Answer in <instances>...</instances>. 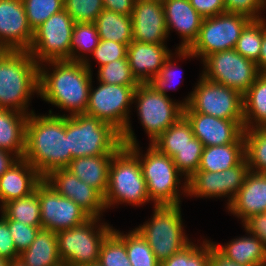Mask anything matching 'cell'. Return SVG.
Here are the masks:
<instances>
[{
    "label": "cell",
    "mask_w": 266,
    "mask_h": 266,
    "mask_svg": "<svg viewBox=\"0 0 266 266\" xmlns=\"http://www.w3.org/2000/svg\"><path fill=\"white\" fill-rule=\"evenodd\" d=\"M29 162L44 178L51 171L67 168L73 159L66 136V115H28L26 123L25 152Z\"/></svg>",
    "instance_id": "cell-1"
},
{
    "label": "cell",
    "mask_w": 266,
    "mask_h": 266,
    "mask_svg": "<svg viewBox=\"0 0 266 266\" xmlns=\"http://www.w3.org/2000/svg\"><path fill=\"white\" fill-rule=\"evenodd\" d=\"M46 63L53 66V70L50 73L45 67L48 65H39L41 99L70 112L69 116L85 113L93 71H90L84 62L61 60Z\"/></svg>",
    "instance_id": "cell-2"
},
{
    "label": "cell",
    "mask_w": 266,
    "mask_h": 266,
    "mask_svg": "<svg viewBox=\"0 0 266 266\" xmlns=\"http://www.w3.org/2000/svg\"><path fill=\"white\" fill-rule=\"evenodd\" d=\"M33 93L39 95V65L28 51H10L0 62V109L30 115Z\"/></svg>",
    "instance_id": "cell-3"
},
{
    "label": "cell",
    "mask_w": 266,
    "mask_h": 266,
    "mask_svg": "<svg viewBox=\"0 0 266 266\" xmlns=\"http://www.w3.org/2000/svg\"><path fill=\"white\" fill-rule=\"evenodd\" d=\"M90 86L85 114L109 123L117 129L121 133L123 146L138 144L129 121V108L134 103V92L138 85L99 82V86L95 89L92 87V83Z\"/></svg>",
    "instance_id": "cell-4"
},
{
    "label": "cell",
    "mask_w": 266,
    "mask_h": 266,
    "mask_svg": "<svg viewBox=\"0 0 266 266\" xmlns=\"http://www.w3.org/2000/svg\"><path fill=\"white\" fill-rule=\"evenodd\" d=\"M66 136L73 159L114 155L123 146L117 129L85 113L66 115Z\"/></svg>",
    "instance_id": "cell-5"
},
{
    "label": "cell",
    "mask_w": 266,
    "mask_h": 266,
    "mask_svg": "<svg viewBox=\"0 0 266 266\" xmlns=\"http://www.w3.org/2000/svg\"><path fill=\"white\" fill-rule=\"evenodd\" d=\"M149 201L139 158L127 146H122L110 162L105 207L121 203L140 206Z\"/></svg>",
    "instance_id": "cell-6"
},
{
    "label": "cell",
    "mask_w": 266,
    "mask_h": 266,
    "mask_svg": "<svg viewBox=\"0 0 266 266\" xmlns=\"http://www.w3.org/2000/svg\"><path fill=\"white\" fill-rule=\"evenodd\" d=\"M127 147L139 158L148 196L154 206L180 205L179 178L183 174L176 168L173 159L151 144L145 155L139 151L138 144Z\"/></svg>",
    "instance_id": "cell-7"
},
{
    "label": "cell",
    "mask_w": 266,
    "mask_h": 266,
    "mask_svg": "<svg viewBox=\"0 0 266 266\" xmlns=\"http://www.w3.org/2000/svg\"><path fill=\"white\" fill-rule=\"evenodd\" d=\"M181 205L154 206L153 217L135 228L162 263L191 241L183 232Z\"/></svg>",
    "instance_id": "cell-8"
},
{
    "label": "cell",
    "mask_w": 266,
    "mask_h": 266,
    "mask_svg": "<svg viewBox=\"0 0 266 266\" xmlns=\"http://www.w3.org/2000/svg\"><path fill=\"white\" fill-rule=\"evenodd\" d=\"M250 21L247 16L229 12L206 17L193 45L189 49L176 48L175 54L179 59L201 56L203 61L210 54L235 49L242 30Z\"/></svg>",
    "instance_id": "cell-9"
},
{
    "label": "cell",
    "mask_w": 266,
    "mask_h": 266,
    "mask_svg": "<svg viewBox=\"0 0 266 266\" xmlns=\"http://www.w3.org/2000/svg\"><path fill=\"white\" fill-rule=\"evenodd\" d=\"M99 221L100 218L90 217L80 225L57 232L62 262L68 266H87L98 263L102 242L113 230L109 224L100 225Z\"/></svg>",
    "instance_id": "cell-10"
},
{
    "label": "cell",
    "mask_w": 266,
    "mask_h": 266,
    "mask_svg": "<svg viewBox=\"0 0 266 266\" xmlns=\"http://www.w3.org/2000/svg\"><path fill=\"white\" fill-rule=\"evenodd\" d=\"M133 102L150 142L176 123L184 111L183 102H174L169 96L155 90L148 83H140L134 92Z\"/></svg>",
    "instance_id": "cell-11"
},
{
    "label": "cell",
    "mask_w": 266,
    "mask_h": 266,
    "mask_svg": "<svg viewBox=\"0 0 266 266\" xmlns=\"http://www.w3.org/2000/svg\"><path fill=\"white\" fill-rule=\"evenodd\" d=\"M194 112L220 119L244 121L243 96L222 84L210 81L202 75L194 91L183 101Z\"/></svg>",
    "instance_id": "cell-12"
},
{
    "label": "cell",
    "mask_w": 266,
    "mask_h": 266,
    "mask_svg": "<svg viewBox=\"0 0 266 266\" xmlns=\"http://www.w3.org/2000/svg\"><path fill=\"white\" fill-rule=\"evenodd\" d=\"M75 22L63 9L34 30L28 50L38 65L48 61L70 60V46Z\"/></svg>",
    "instance_id": "cell-13"
},
{
    "label": "cell",
    "mask_w": 266,
    "mask_h": 266,
    "mask_svg": "<svg viewBox=\"0 0 266 266\" xmlns=\"http://www.w3.org/2000/svg\"><path fill=\"white\" fill-rule=\"evenodd\" d=\"M202 76L239 92L242 96L260 74L254 61L246 59L235 49L208 55L203 61Z\"/></svg>",
    "instance_id": "cell-14"
},
{
    "label": "cell",
    "mask_w": 266,
    "mask_h": 266,
    "mask_svg": "<svg viewBox=\"0 0 266 266\" xmlns=\"http://www.w3.org/2000/svg\"><path fill=\"white\" fill-rule=\"evenodd\" d=\"M41 228L59 232L84 223L90 216L74 201L60 195L44 179L37 185Z\"/></svg>",
    "instance_id": "cell-15"
},
{
    "label": "cell",
    "mask_w": 266,
    "mask_h": 266,
    "mask_svg": "<svg viewBox=\"0 0 266 266\" xmlns=\"http://www.w3.org/2000/svg\"><path fill=\"white\" fill-rule=\"evenodd\" d=\"M249 172L245 158L238 165L223 171H196L187 179V197H228V206L243 186Z\"/></svg>",
    "instance_id": "cell-16"
},
{
    "label": "cell",
    "mask_w": 266,
    "mask_h": 266,
    "mask_svg": "<svg viewBox=\"0 0 266 266\" xmlns=\"http://www.w3.org/2000/svg\"><path fill=\"white\" fill-rule=\"evenodd\" d=\"M44 180L60 195L79 205L90 217L99 218L106 210L104 196L94 187L81 181L67 168L51 171Z\"/></svg>",
    "instance_id": "cell-17"
},
{
    "label": "cell",
    "mask_w": 266,
    "mask_h": 266,
    "mask_svg": "<svg viewBox=\"0 0 266 266\" xmlns=\"http://www.w3.org/2000/svg\"><path fill=\"white\" fill-rule=\"evenodd\" d=\"M183 116L190 123L194 137L198 138L204 147L234 143L244 131V121L197 113L188 105L184 107Z\"/></svg>",
    "instance_id": "cell-18"
},
{
    "label": "cell",
    "mask_w": 266,
    "mask_h": 266,
    "mask_svg": "<svg viewBox=\"0 0 266 266\" xmlns=\"http://www.w3.org/2000/svg\"><path fill=\"white\" fill-rule=\"evenodd\" d=\"M33 34L22 0H0V44L11 51H28Z\"/></svg>",
    "instance_id": "cell-19"
},
{
    "label": "cell",
    "mask_w": 266,
    "mask_h": 266,
    "mask_svg": "<svg viewBox=\"0 0 266 266\" xmlns=\"http://www.w3.org/2000/svg\"><path fill=\"white\" fill-rule=\"evenodd\" d=\"M131 18L133 41L165 44L168 33L162 2L136 0Z\"/></svg>",
    "instance_id": "cell-20"
},
{
    "label": "cell",
    "mask_w": 266,
    "mask_h": 266,
    "mask_svg": "<svg viewBox=\"0 0 266 266\" xmlns=\"http://www.w3.org/2000/svg\"><path fill=\"white\" fill-rule=\"evenodd\" d=\"M162 4L168 35L174 28L183 39L178 49H189L199 35L204 18L189 0H164Z\"/></svg>",
    "instance_id": "cell-21"
},
{
    "label": "cell",
    "mask_w": 266,
    "mask_h": 266,
    "mask_svg": "<svg viewBox=\"0 0 266 266\" xmlns=\"http://www.w3.org/2000/svg\"><path fill=\"white\" fill-rule=\"evenodd\" d=\"M166 44H149L132 41L127 48V58L133 76L139 83H148L158 75L172 54Z\"/></svg>",
    "instance_id": "cell-22"
},
{
    "label": "cell",
    "mask_w": 266,
    "mask_h": 266,
    "mask_svg": "<svg viewBox=\"0 0 266 266\" xmlns=\"http://www.w3.org/2000/svg\"><path fill=\"white\" fill-rule=\"evenodd\" d=\"M227 209L242 223L252 215L266 213V173L250 171Z\"/></svg>",
    "instance_id": "cell-23"
},
{
    "label": "cell",
    "mask_w": 266,
    "mask_h": 266,
    "mask_svg": "<svg viewBox=\"0 0 266 266\" xmlns=\"http://www.w3.org/2000/svg\"><path fill=\"white\" fill-rule=\"evenodd\" d=\"M43 179L29 162L20 158L0 177V206L33 193Z\"/></svg>",
    "instance_id": "cell-24"
},
{
    "label": "cell",
    "mask_w": 266,
    "mask_h": 266,
    "mask_svg": "<svg viewBox=\"0 0 266 266\" xmlns=\"http://www.w3.org/2000/svg\"><path fill=\"white\" fill-rule=\"evenodd\" d=\"M112 158L113 155L77 157L71 160L67 169L104 196L108 189Z\"/></svg>",
    "instance_id": "cell-25"
},
{
    "label": "cell",
    "mask_w": 266,
    "mask_h": 266,
    "mask_svg": "<svg viewBox=\"0 0 266 266\" xmlns=\"http://www.w3.org/2000/svg\"><path fill=\"white\" fill-rule=\"evenodd\" d=\"M231 240L225 245L213 243L214 248L225 258L246 266H265L266 248L254 235ZM215 243V244H214Z\"/></svg>",
    "instance_id": "cell-26"
},
{
    "label": "cell",
    "mask_w": 266,
    "mask_h": 266,
    "mask_svg": "<svg viewBox=\"0 0 266 266\" xmlns=\"http://www.w3.org/2000/svg\"><path fill=\"white\" fill-rule=\"evenodd\" d=\"M28 115L0 109V149L15 154L19 159L23 158L25 152Z\"/></svg>",
    "instance_id": "cell-27"
},
{
    "label": "cell",
    "mask_w": 266,
    "mask_h": 266,
    "mask_svg": "<svg viewBox=\"0 0 266 266\" xmlns=\"http://www.w3.org/2000/svg\"><path fill=\"white\" fill-rule=\"evenodd\" d=\"M245 158L243 134L234 142L204 147L198 171L219 172L238 165Z\"/></svg>",
    "instance_id": "cell-28"
},
{
    "label": "cell",
    "mask_w": 266,
    "mask_h": 266,
    "mask_svg": "<svg viewBox=\"0 0 266 266\" xmlns=\"http://www.w3.org/2000/svg\"><path fill=\"white\" fill-rule=\"evenodd\" d=\"M19 258L27 266H57L62 262L57 233L40 229L32 244L20 254Z\"/></svg>",
    "instance_id": "cell-29"
},
{
    "label": "cell",
    "mask_w": 266,
    "mask_h": 266,
    "mask_svg": "<svg viewBox=\"0 0 266 266\" xmlns=\"http://www.w3.org/2000/svg\"><path fill=\"white\" fill-rule=\"evenodd\" d=\"M243 116L244 129L266 128V74L260 73L243 95Z\"/></svg>",
    "instance_id": "cell-30"
},
{
    "label": "cell",
    "mask_w": 266,
    "mask_h": 266,
    "mask_svg": "<svg viewBox=\"0 0 266 266\" xmlns=\"http://www.w3.org/2000/svg\"><path fill=\"white\" fill-rule=\"evenodd\" d=\"M94 23L101 40H111L126 45L133 41L131 15H121L103 9Z\"/></svg>",
    "instance_id": "cell-31"
},
{
    "label": "cell",
    "mask_w": 266,
    "mask_h": 266,
    "mask_svg": "<svg viewBox=\"0 0 266 266\" xmlns=\"http://www.w3.org/2000/svg\"><path fill=\"white\" fill-rule=\"evenodd\" d=\"M193 138L192 127L188 120L182 116L150 144L159 152L173 158Z\"/></svg>",
    "instance_id": "cell-32"
},
{
    "label": "cell",
    "mask_w": 266,
    "mask_h": 266,
    "mask_svg": "<svg viewBox=\"0 0 266 266\" xmlns=\"http://www.w3.org/2000/svg\"><path fill=\"white\" fill-rule=\"evenodd\" d=\"M0 208L6 220H15L29 226H41L40 202L36 189L28 196L8 201Z\"/></svg>",
    "instance_id": "cell-33"
},
{
    "label": "cell",
    "mask_w": 266,
    "mask_h": 266,
    "mask_svg": "<svg viewBox=\"0 0 266 266\" xmlns=\"http://www.w3.org/2000/svg\"><path fill=\"white\" fill-rule=\"evenodd\" d=\"M99 41L100 37L95 23H75L70 46V60L84 62L86 67L92 71L89 63L90 59H87V56H85L84 53H90L92 55L94 49L98 46Z\"/></svg>",
    "instance_id": "cell-34"
},
{
    "label": "cell",
    "mask_w": 266,
    "mask_h": 266,
    "mask_svg": "<svg viewBox=\"0 0 266 266\" xmlns=\"http://www.w3.org/2000/svg\"><path fill=\"white\" fill-rule=\"evenodd\" d=\"M245 159L251 172L266 173V128L243 131Z\"/></svg>",
    "instance_id": "cell-35"
},
{
    "label": "cell",
    "mask_w": 266,
    "mask_h": 266,
    "mask_svg": "<svg viewBox=\"0 0 266 266\" xmlns=\"http://www.w3.org/2000/svg\"><path fill=\"white\" fill-rule=\"evenodd\" d=\"M98 264L100 266H132L124 244V233L113 228L106 236L100 247Z\"/></svg>",
    "instance_id": "cell-36"
},
{
    "label": "cell",
    "mask_w": 266,
    "mask_h": 266,
    "mask_svg": "<svg viewBox=\"0 0 266 266\" xmlns=\"http://www.w3.org/2000/svg\"><path fill=\"white\" fill-rule=\"evenodd\" d=\"M211 251V241L205 239L200 247L191 242L182 250L164 260L161 266H209Z\"/></svg>",
    "instance_id": "cell-37"
},
{
    "label": "cell",
    "mask_w": 266,
    "mask_h": 266,
    "mask_svg": "<svg viewBox=\"0 0 266 266\" xmlns=\"http://www.w3.org/2000/svg\"><path fill=\"white\" fill-rule=\"evenodd\" d=\"M264 33V18L251 20L242 30L235 50L246 59L259 60Z\"/></svg>",
    "instance_id": "cell-38"
},
{
    "label": "cell",
    "mask_w": 266,
    "mask_h": 266,
    "mask_svg": "<svg viewBox=\"0 0 266 266\" xmlns=\"http://www.w3.org/2000/svg\"><path fill=\"white\" fill-rule=\"evenodd\" d=\"M204 146L196 137L189 141V144L181 149L172 159L176 168L184 175V185L181 186L182 194L187 195V179L198 171Z\"/></svg>",
    "instance_id": "cell-39"
},
{
    "label": "cell",
    "mask_w": 266,
    "mask_h": 266,
    "mask_svg": "<svg viewBox=\"0 0 266 266\" xmlns=\"http://www.w3.org/2000/svg\"><path fill=\"white\" fill-rule=\"evenodd\" d=\"M124 244L129 262L132 266L161 265L147 241L136 229H133L128 234H124Z\"/></svg>",
    "instance_id": "cell-40"
},
{
    "label": "cell",
    "mask_w": 266,
    "mask_h": 266,
    "mask_svg": "<svg viewBox=\"0 0 266 266\" xmlns=\"http://www.w3.org/2000/svg\"><path fill=\"white\" fill-rule=\"evenodd\" d=\"M28 23L34 31L53 14L64 9V0H22Z\"/></svg>",
    "instance_id": "cell-41"
},
{
    "label": "cell",
    "mask_w": 266,
    "mask_h": 266,
    "mask_svg": "<svg viewBox=\"0 0 266 266\" xmlns=\"http://www.w3.org/2000/svg\"><path fill=\"white\" fill-rule=\"evenodd\" d=\"M98 81L106 84L116 85H139L133 76L128 58L114 60L99 67Z\"/></svg>",
    "instance_id": "cell-42"
},
{
    "label": "cell",
    "mask_w": 266,
    "mask_h": 266,
    "mask_svg": "<svg viewBox=\"0 0 266 266\" xmlns=\"http://www.w3.org/2000/svg\"><path fill=\"white\" fill-rule=\"evenodd\" d=\"M103 9L102 0H64V10L75 23H94Z\"/></svg>",
    "instance_id": "cell-43"
},
{
    "label": "cell",
    "mask_w": 266,
    "mask_h": 266,
    "mask_svg": "<svg viewBox=\"0 0 266 266\" xmlns=\"http://www.w3.org/2000/svg\"><path fill=\"white\" fill-rule=\"evenodd\" d=\"M128 45L111 40H101L93 51V58L99 63V67L104 66L114 60L127 58Z\"/></svg>",
    "instance_id": "cell-44"
},
{
    "label": "cell",
    "mask_w": 266,
    "mask_h": 266,
    "mask_svg": "<svg viewBox=\"0 0 266 266\" xmlns=\"http://www.w3.org/2000/svg\"><path fill=\"white\" fill-rule=\"evenodd\" d=\"M15 248L19 254L26 250L34 241L41 226H29L15 220H6Z\"/></svg>",
    "instance_id": "cell-45"
},
{
    "label": "cell",
    "mask_w": 266,
    "mask_h": 266,
    "mask_svg": "<svg viewBox=\"0 0 266 266\" xmlns=\"http://www.w3.org/2000/svg\"><path fill=\"white\" fill-rule=\"evenodd\" d=\"M226 12L241 14L251 20L262 19L261 10L265 9L264 0H223ZM260 15V16H259Z\"/></svg>",
    "instance_id": "cell-46"
},
{
    "label": "cell",
    "mask_w": 266,
    "mask_h": 266,
    "mask_svg": "<svg viewBox=\"0 0 266 266\" xmlns=\"http://www.w3.org/2000/svg\"><path fill=\"white\" fill-rule=\"evenodd\" d=\"M172 55L173 54H171L167 58L165 64L161 68L159 74L156 75V76H154L148 82V84L150 86H152L155 90H157L158 92L164 94L165 96H168L166 92H167V90H168V88L170 86H171V89H172L173 80L175 78H177L176 75L179 74L178 71H176V69H175V67L177 68V66H175L176 64H174L172 62V59H173L172 58L173 57Z\"/></svg>",
    "instance_id": "cell-47"
},
{
    "label": "cell",
    "mask_w": 266,
    "mask_h": 266,
    "mask_svg": "<svg viewBox=\"0 0 266 266\" xmlns=\"http://www.w3.org/2000/svg\"><path fill=\"white\" fill-rule=\"evenodd\" d=\"M20 254L15 248L14 240L9 231L6 218L1 214L0 218V257H4L9 261L18 258Z\"/></svg>",
    "instance_id": "cell-48"
},
{
    "label": "cell",
    "mask_w": 266,
    "mask_h": 266,
    "mask_svg": "<svg viewBox=\"0 0 266 266\" xmlns=\"http://www.w3.org/2000/svg\"><path fill=\"white\" fill-rule=\"evenodd\" d=\"M193 8L203 17H213L225 13L223 0H189Z\"/></svg>",
    "instance_id": "cell-49"
},
{
    "label": "cell",
    "mask_w": 266,
    "mask_h": 266,
    "mask_svg": "<svg viewBox=\"0 0 266 266\" xmlns=\"http://www.w3.org/2000/svg\"><path fill=\"white\" fill-rule=\"evenodd\" d=\"M246 233H250L263 242L266 248V213L250 216L243 222Z\"/></svg>",
    "instance_id": "cell-50"
},
{
    "label": "cell",
    "mask_w": 266,
    "mask_h": 266,
    "mask_svg": "<svg viewBox=\"0 0 266 266\" xmlns=\"http://www.w3.org/2000/svg\"><path fill=\"white\" fill-rule=\"evenodd\" d=\"M136 0H102L104 9L121 15H131Z\"/></svg>",
    "instance_id": "cell-51"
},
{
    "label": "cell",
    "mask_w": 266,
    "mask_h": 266,
    "mask_svg": "<svg viewBox=\"0 0 266 266\" xmlns=\"http://www.w3.org/2000/svg\"><path fill=\"white\" fill-rule=\"evenodd\" d=\"M209 266H246V265L238 264L236 262H233L232 260L225 258L214 248L212 243V251H211Z\"/></svg>",
    "instance_id": "cell-52"
},
{
    "label": "cell",
    "mask_w": 266,
    "mask_h": 266,
    "mask_svg": "<svg viewBox=\"0 0 266 266\" xmlns=\"http://www.w3.org/2000/svg\"><path fill=\"white\" fill-rule=\"evenodd\" d=\"M18 160L19 158L15 154L0 149V177Z\"/></svg>",
    "instance_id": "cell-53"
},
{
    "label": "cell",
    "mask_w": 266,
    "mask_h": 266,
    "mask_svg": "<svg viewBox=\"0 0 266 266\" xmlns=\"http://www.w3.org/2000/svg\"><path fill=\"white\" fill-rule=\"evenodd\" d=\"M257 69L259 73L266 74V22L264 18V33L263 40L261 44V51L259 55V60L256 62Z\"/></svg>",
    "instance_id": "cell-54"
},
{
    "label": "cell",
    "mask_w": 266,
    "mask_h": 266,
    "mask_svg": "<svg viewBox=\"0 0 266 266\" xmlns=\"http://www.w3.org/2000/svg\"><path fill=\"white\" fill-rule=\"evenodd\" d=\"M8 266H27V265L21 260V258L18 257L9 261Z\"/></svg>",
    "instance_id": "cell-55"
},
{
    "label": "cell",
    "mask_w": 266,
    "mask_h": 266,
    "mask_svg": "<svg viewBox=\"0 0 266 266\" xmlns=\"http://www.w3.org/2000/svg\"><path fill=\"white\" fill-rule=\"evenodd\" d=\"M11 50L4 45L0 44V62Z\"/></svg>",
    "instance_id": "cell-56"
},
{
    "label": "cell",
    "mask_w": 266,
    "mask_h": 266,
    "mask_svg": "<svg viewBox=\"0 0 266 266\" xmlns=\"http://www.w3.org/2000/svg\"><path fill=\"white\" fill-rule=\"evenodd\" d=\"M9 264V260L4 258V257H0V266H8Z\"/></svg>",
    "instance_id": "cell-57"
},
{
    "label": "cell",
    "mask_w": 266,
    "mask_h": 266,
    "mask_svg": "<svg viewBox=\"0 0 266 266\" xmlns=\"http://www.w3.org/2000/svg\"><path fill=\"white\" fill-rule=\"evenodd\" d=\"M57 266H68V265L66 263H64V262H61Z\"/></svg>",
    "instance_id": "cell-58"
},
{
    "label": "cell",
    "mask_w": 266,
    "mask_h": 266,
    "mask_svg": "<svg viewBox=\"0 0 266 266\" xmlns=\"http://www.w3.org/2000/svg\"><path fill=\"white\" fill-rule=\"evenodd\" d=\"M87 266H100L98 263L92 264V265H87Z\"/></svg>",
    "instance_id": "cell-59"
}]
</instances>
